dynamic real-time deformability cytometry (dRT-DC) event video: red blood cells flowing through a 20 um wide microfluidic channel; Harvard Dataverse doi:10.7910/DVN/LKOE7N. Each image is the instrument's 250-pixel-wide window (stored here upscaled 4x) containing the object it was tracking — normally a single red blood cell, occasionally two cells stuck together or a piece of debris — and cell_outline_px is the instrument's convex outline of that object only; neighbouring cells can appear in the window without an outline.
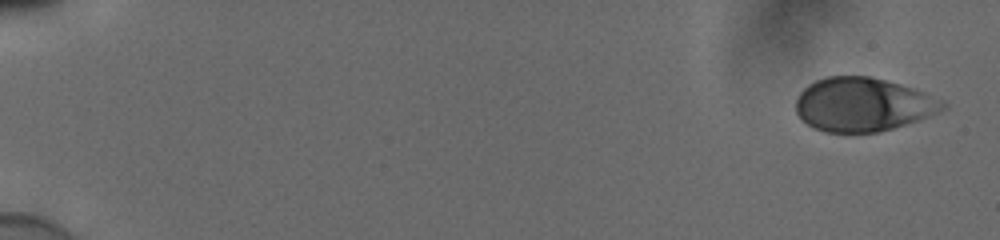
{"species": "human", "species_latin": "Homo sapiens", "temperature_condition": "cold", "stored_images_in_passage": 54, "camera_frame_rate_fps": 3000, "um_per_image_px": 0.085, "donor": {"sex": "male"}, "frame": {"image": 1, "passage_image": 1, "time_ms": 0.0, "image_size_px": [1000, 240], "cell_outline_px": [[944, 108], [936, 112], [916, 120], [892, 128], [876, 132], [824, 132], [812, 128], [796, 112], [796, 100], [800, 92], [808, 84], [816, 80], [828, 76], [868, 76], [900, 84], [912, 88], [944, 104]], "centroid_in_image_um": [73.23, 8.88], "position_along_channel_um": 11.8, "area_um2": 44.91}}
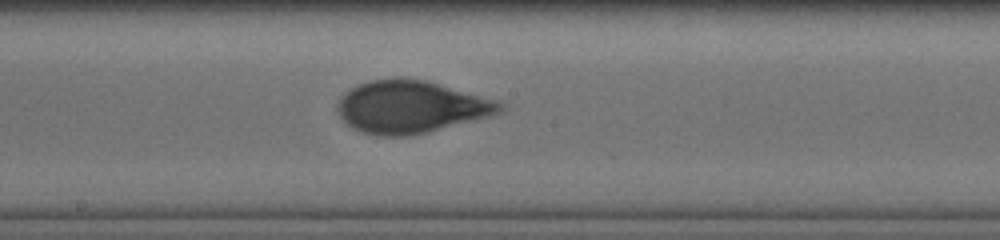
{"frame": {"image": 2, "passage_image": 31, "time_ms": 10.0, "image_size_px": [1000, 240], "cell_outline_px": [[504, 108], [500, 112], [488, 116], [428, 132], [408, 136], [380, 136], [360, 132], [352, 128], [340, 116], [336, 108], [336, 104], [340, 96], [356, 84], [368, 80], [392, 76], [404, 76], [428, 80], [500, 100], [504, 104]], "centroid_in_image_um": [34.9, 9.04], "position_along_channel_um": 213.3, "area_um2": 50.58}}
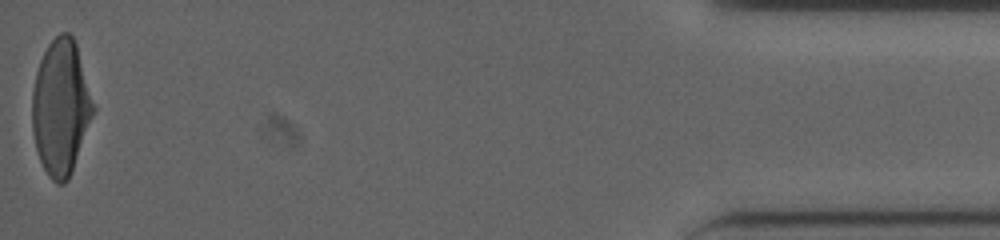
{"frame": {"image": 3, "passage_image": 54, "time_ms": 17.667, "image_size_px": [1000, 240], "cell_outline_px": [[96, 108], [68, 180], [64, 184], [56, 184], [48, 176], [40, 160], [36, 148], [32, 128], [32, 92], [36, 72], [40, 60], [48, 44], [60, 32], [68, 32], [72, 36], [76, 44]], "centroid_in_image_um": [5.17, 9.12], "position_along_channel_um": 430.0, "area_um2": 48.03}, "authors_computed_cell_mechanics": {"area_um2": 48.0607, "velocity_mm_per_s": 3.8583, "shape_relaxation_time_tau1_ms": 5.8364, "shape_relaxation_time_tau2_ms": null, "deformation_change_tau1": 0.1966, "deformation_change_tau2": null}}